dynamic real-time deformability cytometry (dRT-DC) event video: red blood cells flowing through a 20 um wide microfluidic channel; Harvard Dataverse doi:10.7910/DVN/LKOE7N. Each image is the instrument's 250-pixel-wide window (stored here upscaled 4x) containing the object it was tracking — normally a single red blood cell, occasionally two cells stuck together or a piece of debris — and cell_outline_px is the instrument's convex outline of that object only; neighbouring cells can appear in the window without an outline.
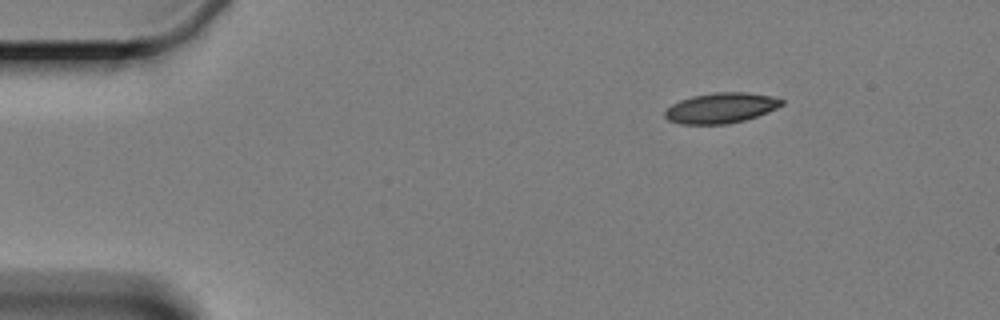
{"species": "Egyptian fruit bat (a non-hibernating species)", "species_latin": "Rousettus aegyptiacus", "temperature_condition": "cold", "stored_images_in_passage": 4, "camera_frame_rate_fps": 3000, "um_per_image_px": 0.085, "animal": {"sex": "female"}, "frame": {"image": 1, "passage_image": 1, "time_ms": 0.0, "image_size_px": [1000, 320], "cell_outline_px": [[784, 104], [768, 112], [744, 120], [724, 124], [680, 124], [668, 120], [664, 116], [664, 112], [672, 104], [680, 100], [692, 96], [716, 92], [748, 92], [772, 96], [784, 100]], "centroid_in_image_um": [61.28, 9.17], "position_along_channel_um": 23.7, "area_um2": 20.63}}